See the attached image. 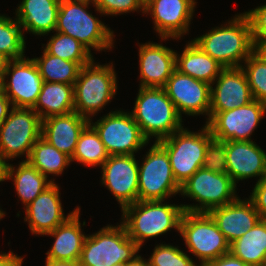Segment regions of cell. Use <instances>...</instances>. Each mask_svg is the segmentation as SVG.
Listing matches in <instances>:
<instances>
[{
	"label": "cell",
	"instance_id": "obj_1",
	"mask_svg": "<svg viewBox=\"0 0 266 266\" xmlns=\"http://www.w3.org/2000/svg\"><path fill=\"white\" fill-rule=\"evenodd\" d=\"M192 41L224 68L241 67L253 53L251 23L245 13Z\"/></svg>",
	"mask_w": 266,
	"mask_h": 266
},
{
	"label": "cell",
	"instance_id": "obj_2",
	"mask_svg": "<svg viewBox=\"0 0 266 266\" xmlns=\"http://www.w3.org/2000/svg\"><path fill=\"white\" fill-rule=\"evenodd\" d=\"M163 200L140 201L125 206L121 223L128 237L140 248L144 241L171 231L179 233L180 220L184 212L182 205L167 204Z\"/></svg>",
	"mask_w": 266,
	"mask_h": 266
},
{
	"label": "cell",
	"instance_id": "obj_3",
	"mask_svg": "<svg viewBox=\"0 0 266 266\" xmlns=\"http://www.w3.org/2000/svg\"><path fill=\"white\" fill-rule=\"evenodd\" d=\"M92 0H61L55 31L69 35L90 52L111 50L114 45V31L86 8Z\"/></svg>",
	"mask_w": 266,
	"mask_h": 266
},
{
	"label": "cell",
	"instance_id": "obj_4",
	"mask_svg": "<svg viewBox=\"0 0 266 266\" xmlns=\"http://www.w3.org/2000/svg\"><path fill=\"white\" fill-rule=\"evenodd\" d=\"M133 108L130 113L149 141L155 137L158 142L184 127L164 88L139 87Z\"/></svg>",
	"mask_w": 266,
	"mask_h": 266
},
{
	"label": "cell",
	"instance_id": "obj_5",
	"mask_svg": "<svg viewBox=\"0 0 266 266\" xmlns=\"http://www.w3.org/2000/svg\"><path fill=\"white\" fill-rule=\"evenodd\" d=\"M94 62L81 67L74 83V111L88 120L115 98L118 88L113 63Z\"/></svg>",
	"mask_w": 266,
	"mask_h": 266
},
{
	"label": "cell",
	"instance_id": "obj_6",
	"mask_svg": "<svg viewBox=\"0 0 266 266\" xmlns=\"http://www.w3.org/2000/svg\"><path fill=\"white\" fill-rule=\"evenodd\" d=\"M213 139L205 124L199 132L182 127L157 142L167 152L172 173L180 186L203 167L206 148Z\"/></svg>",
	"mask_w": 266,
	"mask_h": 266
},
{
	"label": "cell",
	"instance_id": "obj_7",
	"mask_svg": "<svg viewBox=\"0 0 266 266\" xmlns=\"http://www.w3.org/2000/svg\"><path fill=\"white\" fill-rule=\"evenodd\" d=\"M141 248L128 237L124 225H107L87 235L79 258L81 266H112L132 261Z\"/></svg>",
	"mask_w": 266,
	"mask_h": 266
},
{
	"label": "cell",
	"instance_id": "obj_8",
	"mask_svg": "<svg viewBox=\"0 0 266 266\" xmlns=\"http://www.w3.org/2000/svg\"><path fill=\"white\" fill-rule=\"evenodd\" d=\"M236 185L228 174L198 169L181 185L180 194L198 202L196 205L181 204L183 210L194 213H208L211 209L234 202Z\"/></svg>",
	"mask_w": 266,
	"mask_h": 266
},
{
	"label": "cell",
	"instance_id": "obj_9",
	"mask_svg": "<svg viewBox=\"0 0 266 266\" xmlns=\"http://www.w3.org/2000/svg\"><path fill=\"white\" fill-rule=\"evenodd\" d=\"M179 233L189 252L199 259L200 266L230 252V244L208 213L184 211Z\"/></svg>",
	"mask_w": 266,
	"mask_h": 266
},
{
	"label": "cell",
	"instance_id": "obj_10",
	"mask_svg": "<svg viewBox=\"0 0 266 266\" xmlns=\"http://www.w3.org/2000/svg\"><path fill=\"white\" fill-rule=\"evenodd\" d=\"M42 120L32 108H14L0 125V158L9 160L25 155L28 160L31 149L41 137Z\"/></svg>",
	"mask_w": 266,
	"mask_h": 266
},
{
	"label": "cell",
	"instance_id": "obj_11",
	"mask_svg": "<svg viewBox=\"0 0 266 266\" xmlns=\"http://www.w3.org/2000/svg\"><path fill=\"white\" fill-rule=\"evenodd\" d=\"M138 164V200H163L179 193L181 186L172 173L167 152L154 141Z\"/></svg>",
	"mask_w": 266,
	"mask_h": 266
},
{
	"label": "cell",
	"instance_id": "obj_12",
	"mask_svg": "<svg viewBox=\"0 0 266 266\" xmlns=\"http://www.w3.org/2000/svg\"><path fill=\"white\" fill-rule=\"evenodd\" d=\"M109 155H135L149 140L143 135L139 125L129 111H111L93 123Z\"/></svg>",
	"mask_w": 266,
	"mask_h": 266
},
{
	"label": "cell",
	"instance_id": "obj_13",
	"mask_svg": "<svg viewBox=\"0 0 266 266\" xmlns=\"http://www.w3.org/2000/svg\"><path fill=\"white\" fill-rule=\"evenodd\" d=\"M266 113V104L253 100L245 106L224 112H209L205 123L215 140L251 141V135Z\"/></svg>",
	"mask_w": 266,
	"mask_h": 266
},
{
	"label": "cell",
	"instance_id": "obj_14",
	"mask_svg": "<svg viewBox=\"0 0 266 266\" xmlns=\"http://www.w3.org/2000/svg\"><path fill=\"white\" fill-rule=\"evenodd\" d=\"M3 74L5 95L12 107L33 108L44 83L33 58L8 60Z\"/></svg>",
	"mask_w": 266,
	"mask_h": 266
},
{
	"label": "cell",
	"instance_id": "obj_15",
	"mask_svg": "<svg viewBox=\"0 0 266 266\" xmlns=\"http://www.w3.org/2000/svg\"><path fill=\"white\" fill-rule=\"evenodd\" d=\"M196 3L195 0H149L144 14L151 15L160 40H180L189 32Z\"/></svg>",
	"mask_w": 266,
	"mask_h": 266
},
{
	"label": "cell",
	"instance_id": "obj_16",
	"mask_svg": "<svg viewBox=\"0 0 266 266\" xmlns=\"http://www.w3.org/2000/svg\"><path fill=\"white\" fill-rule=\"evenodd\" d=\"M178 114L207 115L209 120L211 85L174 70L163 87Z\"/></svg>",
	"mask_w": 266,
	"mask_h": 266
},
{
	"label": "cell",
	"instance_id": "obj_17",
	"mask_svg": "<svg viewBox=\"0 0 266 266\" xmlns=\"http://www.w3.org/2000/svg\"><path fill=\"white\" fill-rule=\"evenodd\" d=\"M138 164L135 155H109L101 166V183L113 193L121 210L138 201Z\"/></svg>",
	"mask_w": 266,
	"mask_h": 266
},
{
	"label": "cell",
	"instance_id": "obj_18",
	"mask_svg": "<svg viewBox=\"0 0 266 266\" xmlns=\"http://www.w3.org/2000/svg\"><path fill=\"white\" fill-rule=\"evenodd\" d=\"M253 100L246 74L241 67L224 68L211 84L210 112L242 107Z\"/></svg>",
	"mask_w": 266,
	"mask_h": 266
},
{
	"label": "cell",
	"instance_id": "obj_19",
	"mask_svg": "<svg viewBox=\"0 0 266 266\" xmlns=\"http://www.w3.org/2000/svg\"><path fill=\"white\" fill-rule=\"evenodd\" d=\"M59 189L53 182L25 207L24 221L28 222L32 234L45 236L46 233L63 224L79 208L77 206L65 217Z\"/></svg>",
	"mask_w": 266,
	"mask_h": 266
},
{
	"label": "cell",
	"instance_id": "obj_20",
	"mask_svg": "<svg viewBox=\"0 0 266 266\" xmlns=\"http://www.w3.org/2000/svg\"><path fill=\"white\" fill-rule=\"evenodd\" d=\"M227 174L237 186L239 181L266 175V152L255 141H226Z\"/></svg>",
	"mask_w": 266,
	"mask_h": 266
},
{
	"label": "cell",
	"instance_id": "obj_21",
	"mask_svg": "<svg viewBox=\"0 0 266 266\" xmlns=\"http://www.w3.org/2000/svg\"><path fill=\"white\" fill-rule=\"evenodd\" d=\"M139 87L163 88L176 69V52L163 44L146 42L139 45Z\"/></svg>",
	"mask_w": 266,
	"mask_h": 266
},
{
	"label": "cell",
	"instance_id": "obj_22",
	"mask_svg": "<svg viewBox=\"0 0 266 266\" xmlns=\"http://www.w3.org/2000/svg\"><path fill=\"white\" fill-rule=\"evenodd\" d=\"M208 214L229 244L253 228L261 219L253 203L248 198L241 200L239 197L232 203L211 209Z\"/></svg>",
	"mask_w": 266,
	"mask_h": 266
},
{
	"label": "cell",
	"instance_id": "obj_23",
	"mask_svg": "<svg viewBox=\"0 0 266 266\" xmlns=\"http://www.w3.org/2000/svg\"><path fill=\"white\" fill-rule=\"evenodd\" d=\"M89 120L75 111L42 120L41 137L60 152L72 158L80 133Z\"/></svg>",
	"mask_w": 266,
	"mask_h": 266
},
{
	"label": "cell",
	"instance_id": "obj_24",
	"mask_svg": "<svg viewBox=\"0 0 266 266\" xmlns=\"http://www.w3.org/2000/svg\"><path fill=\"white\" fill-rule=\"evenodd\" d=\"M61 0H22L15 19L22 30L37 36L55 32Z\"/></svg>",
	"mask_w": 266,
	"mask_h": 266
},
{
	"label": "cell",
	"instance_id": "obj_25",
	"mask_svg": "<svg viewBox=\"0 0 266 266\" xmlns=\"http://www.w3.org/2000/svg\"><path fill=\"white\" fill-rule=\"evenodd\" d=\"M80 208H78L63 224L45 235L54 237V243L46 252L53 260H79L84 241L87 237L81 229Z\"/></svg>",
	"mask_w": 266,
	"mask_h": 266
},
{
	"label": "cell",
	"instance_id": "obj_26",
	"mask_svg": "<svg viewBox=\"0 0 266 266\" xmlns=\"http://www.w3.org/2000/svg\"><path fill=\"white\" fill-rule=\"evenodd\" d=\"M185 46L181 54L176 53V70L211 85L224 67L192 40Z\"/></svg>",
	"mask_w": 266,
	"mask_h": 266
},
{
	"label": "cell",
	"instance_id": "obj_27",
	"mask_svg": "<svg viewBox=\"0 0 266 266\" xmlns=\"http://www.w3.org/2000/svg\"><path fill=\"white\" fill-rule=\"evenodd\" d=\"M5 180H12L18 198L24 207L28 206L39 194L48 188L54 178L50 179L42 175L28 161L22 160L18 167L13 164H5Z\"/></svg>",
	"mask_w": 266,
	"mask_h": 266
},
{
	"label": "cell",
	"instance_id": "obj_28",
	"mask_svg": "<svg viewBox=\"0 0 266 266\" xmlns=\"http://www.w3.org/2000/svg\"><path fill=\"white\" fill-rule=\"evenodd\" d=\"M32 109L41 120L73 112L74 85L44 81L37 102Z\"/></svg>",
	"mask_w": 266,
	"mask_h": 266
},
{
	"label": "cell",
	"instance_id": "obj_29",
	"mask_svg": "<svg viewBox=\"0 0 266 266\" xmlns=\"http://www.w3.org/2000/svg\"><path fill=\"white\" fill-rule=\"evenodd\" d=\"M230 252L249 266H266V220L230 244Z\"/></svg>",
	"mask_w": 266,
	"mask_h": 266
},
{
	"label": "cell",
	"instance_id": "obj_30",
	"mask_svg": "<svg viewBox=\"0 0 266 266\" xmlns=\"http://www.w3.org/2000/svg\"><path fill=\"white\" fill-rule=\"evenodd\" d=\"M27 161L48 178L51 174H62L70 166L71 158L40 137L32 147Z\"/></svg>",
	"mask_w": 266,
	"mask_h": 266
},
{
	"label": "cell",
	"instance_id": "obj_31",
	"mask_svg": "<svg viewBox=\"0 0 266 266\" xmlns=\"http://www.w3.org/2000/svg\"><path fill=\"white\" fill-rule=\"evenodd\" d=\"M107 153L99 134L94 127L88 123L79 135L75 152L71 158V163L76 161L83 166L101 167L108 159Z\"/></svg>",
	"mask_w": 266,
	"mask_h": 266
},
{
	"label": "cell",
	"instance_id": "obj_32",
	"mask_svg": "<svg viewBox=\"0 0 266 266\" xmlns=\"http://www.w3.org/2000/svg\"><path fill=\"white\" fill-rule=\"evenodd\" d=\"M41 57L33 58L45 82H58L74 85L81 66L77 62L63 60L43 50Z\"/></svg>",
	"mask_w": 266,
	"mask_h": 266
},
{
	"label": "cell",
	"instance_id": "obj_33",
	"mask_svg": "<svg viewBox=\"0 0 266 266\" xmlns=\"http://www.w3.org/2000/svg\"><path fill=\"white\" fill-rule=\"evenodd\" d=\"M50 37L45 48L48 54L77 62L81 67L90 63L94 57L92 53L75 38L57 32Z\"/></svg>",
	"mask_w": 266,
	"mask_h": 266
},
{
	"label": "cell",
	"instance_id": "obj_34",
	"mask_svg": "<svg viewBox=\"0 0 266 266\" xmlns=\"http://www.w3.org/2000/svg\"><path fill=\"white\" fill-rule=\"evenodd\" d=\"M24 31L16 19L0 14V54L8 60L25 57Z\"/></svg>",
	"mask_w": 266,
	"mask_h": 266
},
{
	"label": "cell",
	"instance_id": "obj_35",
	"mask_svg": "<svg viewBox=\"0 0 266 266\" xmlns=\"http://www.w3.org/2000/svg\"><path fill=\"white\" fill-rule=\"evenodd\" d=\"M254 100L266 104V63L252 53L241 66Z\"/></svg>",
	"mask_w": 266,
	"mask_h": 266
},
{
	"label": "cell",
	"instance_id": "obj_36",
	"mask_svg": "<svg viewBox=\"0 0 266 266\" xmlns=\"http://www.w3.org/2000/svg\"><path fill=\"white\" fill-rule=\"evenodd\" d=\"M150 266H200L190 256L170 244H157L148 259Z\"/></svg>",
	"mask_w": 266,
	"mask_h": 266
},
{
	"label": "cell",
	"instance_id": "obj_37",
	"mask_svg": "<svg viewBox=\"0 0 266 266\" xmlns=\"http://www.w3.org/2000/svg\"><path fill=\"white\" fill-rule=\"evenodd\" d=\"M95 11L102 15H121L130 12L145 13V4L142 0H92Z\"/></svg>",
	"mask_w": 266,
	"mask_h": 266
},
{
	"label": "cell",
	"instance_id": "obj_38",
	"mask_svg": "<svg viewBox=\"0 0 266 266\" xmlns=\"http://www.w3.org/2000/svg\"><path fill=\"white\" fill-rule=\"evenodd\" d=\"M226 141L213 139L206 148L203 168L211 172L227 174Z\"/></svg>",
	"mask_w": 266,
	"mask_h": 266
},
{
	"label": "cell",
	"instance_id": "obj_39",
	"mask_svg": "<svg viewBox=\"0 0 266 266\" xmlns=\"http://www.w3.org/2000/svg\"><path fill=\"white\" fill-rule=\"evenodd\" d=\"M244 13L251 23L253 40H266V4Z\"/></svg>",
	"mask_w": 266,
	"mask_h": 266
},
{
	"label": "cell",
	"instance_id": "obj_40",
	"mask_svg": "<svg viewBox=\"0 0 266 266\" xmlns=\"http://www.w3.org/2000/svg\"><path fill=\"white\" fill-rule=\"evenodd\" d=\"M254 186L248 199L253 203L261 219L266 220V175Z\"/></svg>",
	"mask_w": 266,
	"mask_h": 266
},
{
	"label": "cell",
	"instance_id": "obj_41",
	"mask_svg": "<svg viewBox=\"0 0 266 266\" xmlns=\"http://www.w3.org/2000/svg\"><path fill=\"white\" fill-rule=\"evenodd\" d=\"M204 266H249L231 252L207 262Z\"/></svg>",
	"mask_w": 266,
	"mask_h": 266
},
{
	"label": "cell",
	"instance_id": "obj_42",
	"mask_svg": "<svg viewBox=\"0 0 266 266\" xmlns=\"http://www.w3.org/2000/svg\"><path fill=\"white\" fill-rule=\"evenodd\" d=\"M23 257L18 256L17 254L10 251L0 253V266H22Z\"/></svg>",
	"mask_w": 266,
	"mask_h": 266
},
{
	"label": "cell",
	"instance_id": "obj_43",
	"mask_svg": "<svg viewBox=\"0 0 266 266\" xmlns=\"http://www.w3.org/2000/svg\"><path fill=\"white\" fill-rule=\"evenodd\" d=\"M11 109H12V105L8 97L6 95H1L0 96V125L5 121Z\"/></svg>",
	"mask_w": 266,
	"mask_h": 266
},
{
	"label": "cell",
	"instance_id": "obj_44",
	"mask_svg": "<svg viewBox=\"0 0 266 266\" xmlns=\"http://www.w3.org/2000/svg\"><path fill=\"white\" fill-rule=\"evenodd\" d=\"M253 53L266 63V40H253Z\"/></svg>",
	"mask_w": 266,
	"mask_h": 266
},
{
	"label": "cell",
	"instance_id": "obj_45",
	"mask_svg": "<svg viewBox=\"0 0 266 266\" xmlns=\"http://www.w3.org/2000/svg\"><path fill=\"white\" fill-rule=\"evenodd\" d=\"M45 266H81L79 260H53L46 258Z\"/></svg>",
	"mask_w": 266,
	"mask_h": 266
},
{
	"label": "cell",
	"instance_id": "obj_46",
	"mask_svg": "<svg viewBox=\"0 0 266 266\" xmlns=\"http://www.w3.org/2000/svg\"><path fill=\"white\" fill-rule=\"evenodd\" d=\"M126 266H150V262L138 254L132 261L127 262Z\"/></svg>",
	"mask_w": 266,
	"mask_h": 266
},
{
	"label": "cell",
	"instance_id": "obj_47",
	"mask_svg": "<svg viewBox=\"0 0 266 266\" xmlns=\"http://www.w3.org/2000/svg\"><path fill=\"white\" fill-rule=\"evenodd\" d=\"M4 74L0 72V96L5 95V84H4Z\"/></svg>",
	"mask_w": 266,
	"mask_h": 266
},
{
	"label": "cell",
	"instance_id": "obj_48",
	"mask_svg": "<svg viewBox=\"0 0 266 266\" xmlns=\"http://www.w3.org/2000/svg\"><path fill=\"white\" fill-rule=\"evenodd\" d=\"M8 59L0 54V72H4Z\"/></svg>",
	"mask_w": 266,
	"mask_h": 266
},
{
	"label": "cell",
	"instance_id": "obj_49",
	"mask_svg": "<svg viewBox=\"0 0 266 266\" xmlns=\"http://www.w3.org/2000/svg\"><path fill=\"white\" fill-rule=\"evenodd\" d=\"M5 163L0 158V183L5 181Z\"/></svg>",
	"mask_w": 266,
	"mask_h": 266
},
{
	"label": "cell",
	"instance_id": "obj_50",
	"mask_svg": "<svg viewBox=\"0 0 266 266\" xmlns=\"http://www.w3.org/2000/svg\"><path fill=\"white\" fill-rule=\"evenodd\" d=\"M5 214L6 213L0 208V220H2L4 216H6Z\"/></svg>",
	"mask_w": 266,
	"mask_h": 266
},
{
	"label": "cell",
	"instance_id": "obj_51",
	"mask_svg": "<svg viewBox=\"0 0 266 266\" xmlns=\"http://www.w3.org/2000/svg\"><path fill=\"white\" fill-rule=\"evenodd\" d=\"M112 266H126V263L125 262H121V263H118V264H114Z\"/></svg>",
	"mask_w": 266,
	"mask_h": 266
},
{
	"label": "cell",
	"instance_id": "obj_52",
	"mask_svg": "<svg viewBox=\"0 0 266 266\" xmlns=\"http://www.w3.org/2000/svg\"><path fill=\"white\" fill-rule=\"evenodd\" d=\"M142 1H143V2H144V4H145V3H147L149 0H142Z\"/></svg>",
	"mask_w": 266,
	"mask_h": 266
}]
</instances>
